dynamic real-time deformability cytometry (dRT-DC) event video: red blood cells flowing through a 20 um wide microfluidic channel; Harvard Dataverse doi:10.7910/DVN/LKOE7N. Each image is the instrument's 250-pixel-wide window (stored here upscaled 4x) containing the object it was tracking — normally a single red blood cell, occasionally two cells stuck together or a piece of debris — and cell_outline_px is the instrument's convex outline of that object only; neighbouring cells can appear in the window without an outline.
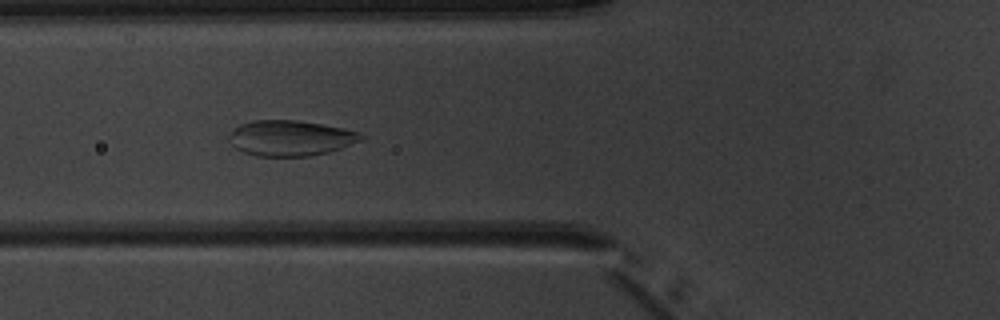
{"species": "common noctule bat (a hibernating species)", "species_latin": "Nyctalus noctula", "temperature_condition": "warm", "stored_images_in_passage": 5, "camera_frame_rate_fps": 3000, "um_per_image_px": 0.085, "animal": {"sex": "male", "body_mass_g": 20.1, "forearm_length_mm": 53.5}, "frame": {"image": 1, "passage_image": 5, "time_ms": 4.333, "image_size_px": [1000, 320], "cell_outline_px": [[364, 140], [328, 152], [308, 156], [256, 156], [244, 152], [236, 148], [232, 144], [228, 136], [240, 124], [252, 120], [296, 120], [344, 128], [360, 132], [364, 136]], "centroid_in_image_um": [24.71, 11.73], "position_along_channel_um": 101.1, "area_um2": 27.22}}